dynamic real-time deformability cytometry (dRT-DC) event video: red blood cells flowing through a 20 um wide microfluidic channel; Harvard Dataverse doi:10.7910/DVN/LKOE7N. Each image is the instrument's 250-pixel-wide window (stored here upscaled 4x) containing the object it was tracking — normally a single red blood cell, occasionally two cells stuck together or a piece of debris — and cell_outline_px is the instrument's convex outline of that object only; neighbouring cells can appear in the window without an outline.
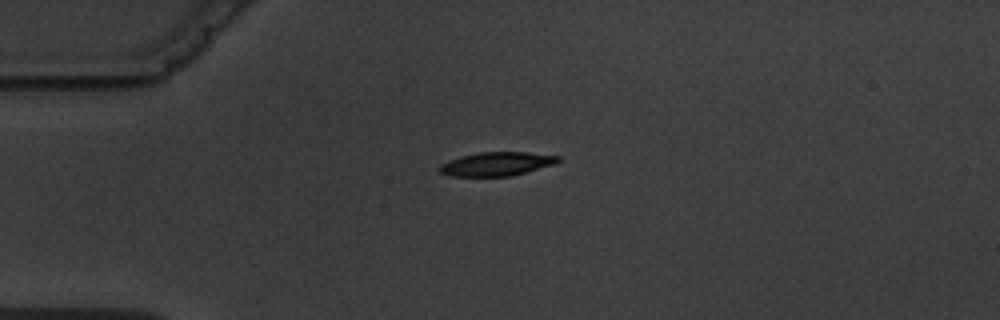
{"species": "common noctule bat (a hibernating species)", "species_latin": "Nyctalus noctula", "temperature_condition": "warm", "stored_images_in_passage": 2, "camera_frame_rate_fps": 3000, "um_per_image_px": 0.085, "animal": {"sex": "male", "body_mass_g": 19.5, "forearm_length_mm": 54.6}, "frame": {"image": 1, "passage_image": 1, "time_ms": 0.0, "image_size_px": [1000, 320], "cell_outline_px": [[560, 160], [556, 164], [512, 176], [452, 176], [440, 172], [436, 168], [440, 164], [448, 160], [460, 156], [480, 152], [528, 152], [560, 156]], "centroid_in_image_um": [42.21, 13.93], "position_along_channel_um": 42.8, "area_um2": 16.59}}